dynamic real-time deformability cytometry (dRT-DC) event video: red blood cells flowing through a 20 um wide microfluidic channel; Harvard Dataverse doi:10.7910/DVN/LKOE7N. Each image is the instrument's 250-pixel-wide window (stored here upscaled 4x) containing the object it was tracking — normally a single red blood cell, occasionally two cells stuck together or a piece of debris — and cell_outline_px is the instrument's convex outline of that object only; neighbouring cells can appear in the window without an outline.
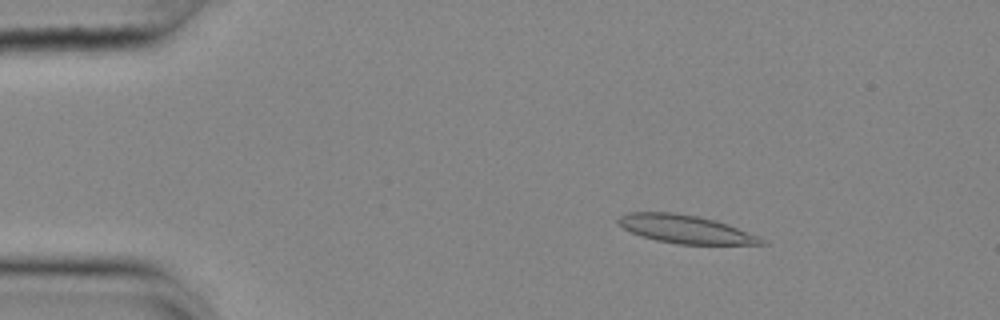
{"species": "common noctule bat (a hibernating species)", "species_latin": "Nyctalus noctula", "temperature_condition": "cold", "stored_images_in_passage": 54, "camera_frame_rate_fps": 3000, "um_per_image_px": 0.085, "animal": {"sex": "female", "body_mass_g": 25.1}, "frame": {"image": 1, "passage_image": 8, "time_ms": 2.333, "image_size_px": [1000, 320], "cell_outline_px": [[768, 244], [680, 244], [656, 240], [640, 236], [624, 228], [616, 220], [620, 216], [628, 212], [672, 212], [696, 216], [716, 220], [760, 236]], "centroid_in_image_um": [58.27, 19.48], "position_along_channel_um": 26.7, "area_um2": 23.35}}
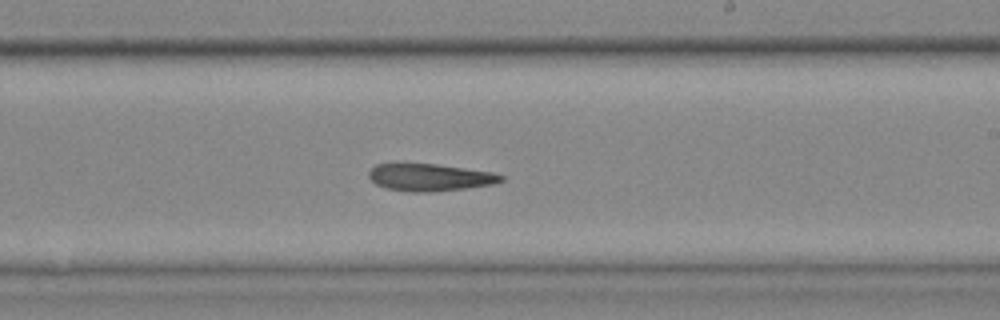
{"frame": {"image": 2, "passage_image": 32, "time_ms": 10.333, "image_size_px": [1000, 320], "cell_outline_px": [[504, 180], [492, 184], [464, 188], [432, 192], [408, 192], [388, 188], [376, 184], [368, 176], [368, 172], [376, 164], [400, 160], [436, 164], [492, 172], [504, 176]], "centroid_in_image_um": [36.44, 15.03], "position_along_channel_um": 252.6, "area_um2": 21.62}}
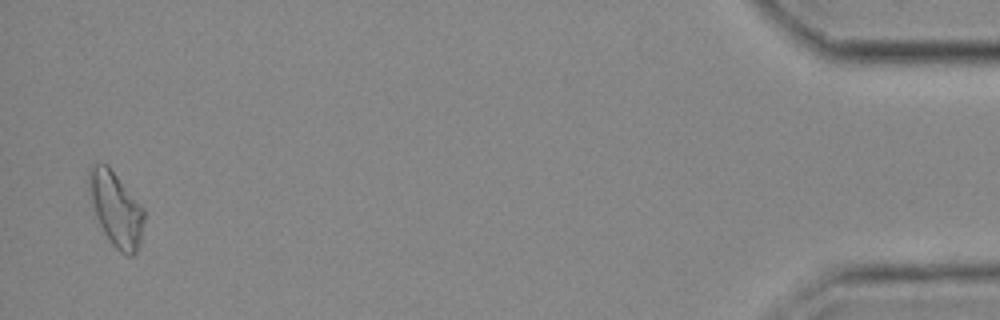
{"frame": {"image": 3, "passage_image": 53, "time_ms": 17.333, "image_size_px": [1000, 320], "cell_outline_px": [[144, 220], [140, 244], [136, 252], [132, 256], [128, 256], [120, 252], [108, 240], [100, 224], [92, 200], [88, 184], [88, 168], [92, 164], [108, 164], [144, 208]], "centroid_in_image_um": [9.88, 17.76], "position_along_channel_um": 425.3, "area_um2": 23.7}}